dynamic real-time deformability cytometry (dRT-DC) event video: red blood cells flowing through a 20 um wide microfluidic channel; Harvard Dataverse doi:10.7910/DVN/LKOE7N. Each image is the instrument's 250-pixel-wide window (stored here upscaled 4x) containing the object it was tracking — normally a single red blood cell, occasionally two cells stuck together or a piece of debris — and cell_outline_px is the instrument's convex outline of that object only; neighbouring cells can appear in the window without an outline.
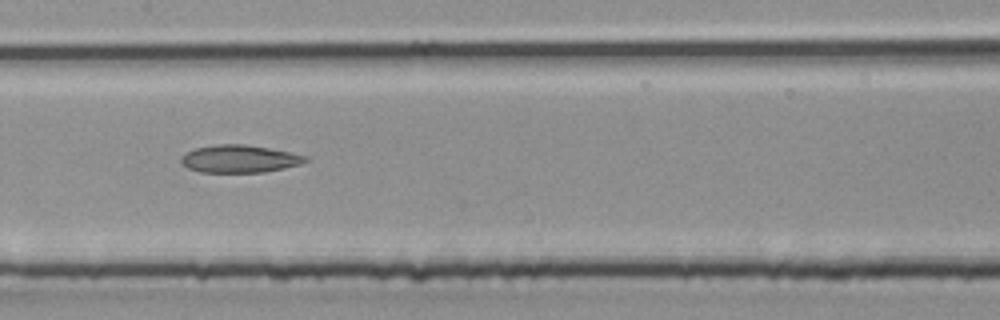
{"species": "common noctule bat (a hibernating species)", "species_latin": "Nyctalus noctula", "temperature_condition": "room temperature", "stored_images_in_passage": 23, "camera_frame_rate_fps": 3000, "um_per_image_px": 0.085, "animal": {"sex": "male", "body_mass_g": 20.4}, "frame": {"image": 1, "passage_image": 7, "time_ms": 2.0, "image_size_px": [1000, 320], "cell_outline_px": [[308, 160], [300, 164], [284, 168], [264, 172], [200, 172], [188, 168], [180, 160], [180, 156], [184, 152], [196, 148], [216, 144], [244, 144], [268, 148], [308, 156]], "centroid_in_image_um": [20.32, 13.5], "position_along_channel_um": 187.1, "area_um2": 19.94}}
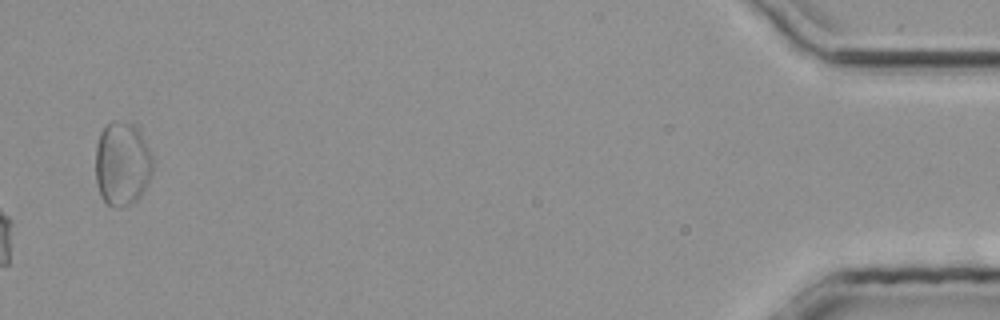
{"frame": {"image": 2, "passage_image": 23, "time_ms": 7.333, "image_size_px": [1000, 320], "cell_outline_px": [[152, 172], [144, 188], [136, 200], [132, 204], [116, 208], [112, 208], [100, 196], [96, 184], [96, 148], [100, 132], [108, 124], [116, 120], [132, 124], [144, 140], [152, 160]], "centroid_in_image_um": [10.34, 13.96], "position_along_channel_um": 424.9, "area_um2": 27.57}}